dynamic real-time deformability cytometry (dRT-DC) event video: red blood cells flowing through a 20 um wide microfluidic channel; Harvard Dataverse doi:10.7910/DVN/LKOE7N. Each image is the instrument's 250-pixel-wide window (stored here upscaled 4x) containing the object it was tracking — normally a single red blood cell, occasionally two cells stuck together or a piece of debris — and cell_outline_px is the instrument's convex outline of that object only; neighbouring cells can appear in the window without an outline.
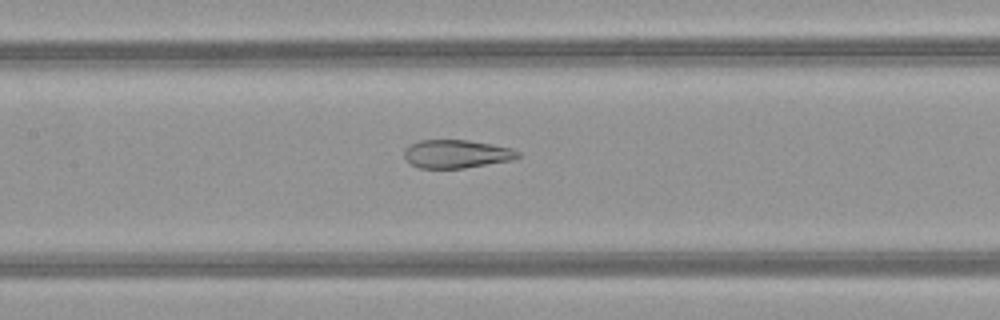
{"species": "common noctule bat (a hibernating species)", "species_latin": "Nyctalus noctula", "temperature_condition": "warm", "stored_images_in_passage": 44, "camera_frame_rate_fps": 3000, "um_per_image_px": 0.085, "animal": {"sex": "female", "body_mass_g": 21.9}, "frame": {"image": 1, "passage_image": 17, "time_ms": 5.333, "image_size_px": [1000, 320], "cell_outline_px": [[520, 156], [512, 160], [464, 168], [420, 168], [404, 160], [404, 148], [420, 140], [468, 140], [492, 144], [512, 148], [520, 152]], "centroid_in_image_um": [38.8, 13.08], "position_along_channel_um": 168.6, "area_um2": 18.79}}
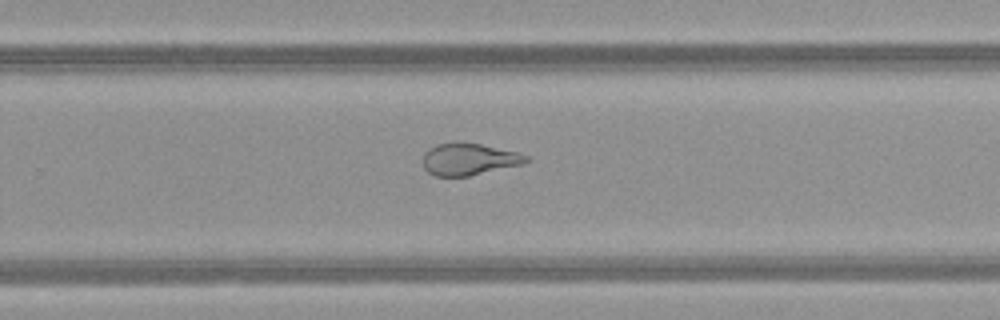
{"frame": {"image": 2, "passage_image": 26, "time_ms": 8.333, "image_size_px": [1000, 320], "cell_outline_px": [[528, 160], [524, 164], [468, 176], [436, 176], [428, 172], [424, 168], [424, 152], [428, 148], [436, 144], [456, 140], [480, 144], [516, 152], [528, 156]], "centroid_in_image_um": [39.82, 13.51], "position_along_channel_um": 290.0, "area_um2": 19.36}}
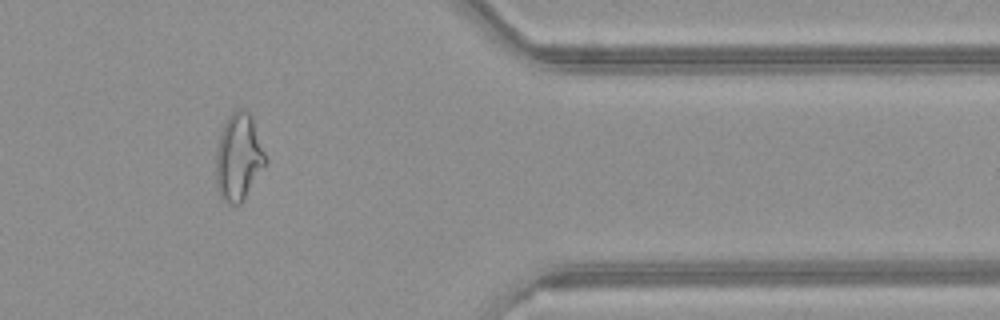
{"frame": {"image": 3, "passage_image": 35, "time_ms": 11.333, "image_size_px": [1000, 320], "cell_outline_px": [[268, 160], [240, 204], [228, 204], [220, 196], [216, 184], [216, 148], [224, 124], [228, 116], [236, 108], [244, 108], [252, 116]], "centroid_in_image_um": [20.28, 13.32], "position_along_channel_um": 391.1, "area_um2": 25.09}, "authors_computed_cell_mechanics": {"area_um2": 23.5535, "velocity_mm_per_s": 4.0606, "shape_relaxation_time_tau1_ms": null, "shape_relaxation_time_tau2_ms": 1.285, "deformation_change_tau1": null, "deformation_change_tau2": 0.0913}}